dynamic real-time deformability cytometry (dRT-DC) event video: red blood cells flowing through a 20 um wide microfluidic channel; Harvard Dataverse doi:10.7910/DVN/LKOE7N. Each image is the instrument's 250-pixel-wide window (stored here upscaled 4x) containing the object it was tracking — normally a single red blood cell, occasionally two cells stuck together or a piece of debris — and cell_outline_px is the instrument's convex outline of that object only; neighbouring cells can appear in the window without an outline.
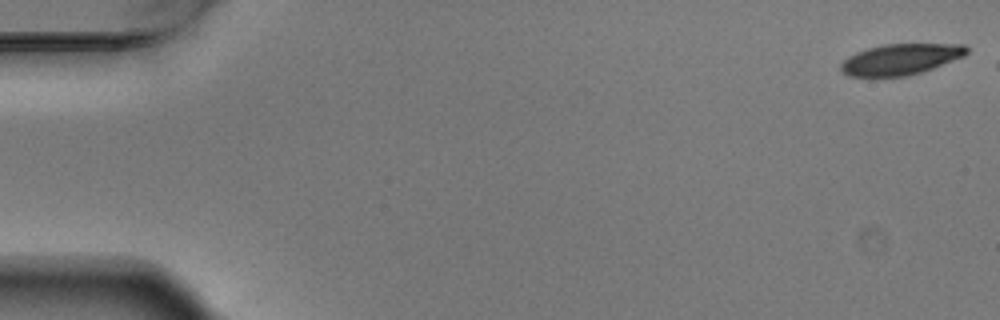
{"species": "Egyptian fruit bat (a non-hibernating species)", "species_latin": "Rousettus aegyptiacus", "temperature_condition": "warm", "stored_images_in_passage": 6, "camera_frame_rate_fps": 3000, "um_per_image_px": 0.085, "animal": {"sex": "male"}, "frame": {"image": 1, "passage_image": 1, "time_ms": 0.0, "image_size_px": [1000, 320], "cell_outline_px": [[968, 52], [964, 56], [932, 68], [908, 76], [848, 76], [840, 68], [840, 64], [848, 56], [856, 52], [868, 48], [884, 44], [964, 44], [968, 48]], "centroid_in_image_um": [76.55, 5.03], "position_along_channel_um": 8.5, "area_um2": 22.48}}